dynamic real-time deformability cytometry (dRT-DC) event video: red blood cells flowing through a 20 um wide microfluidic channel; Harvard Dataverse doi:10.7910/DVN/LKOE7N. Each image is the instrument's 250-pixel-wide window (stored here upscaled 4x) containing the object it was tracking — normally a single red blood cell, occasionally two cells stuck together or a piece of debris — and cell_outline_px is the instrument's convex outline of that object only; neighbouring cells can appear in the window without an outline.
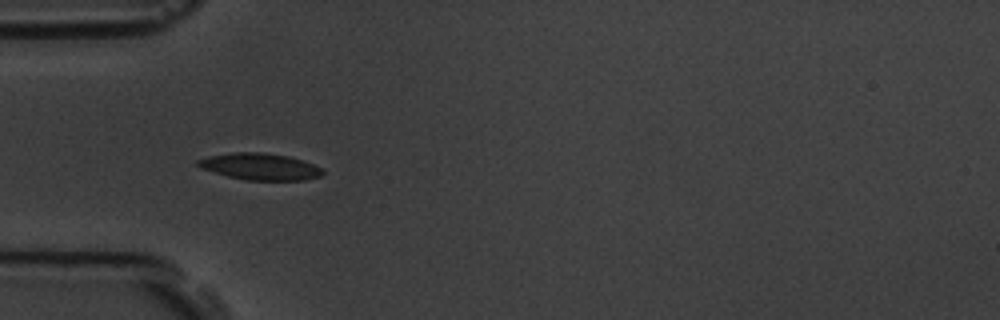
{"species": "common noctule bat (a hibernating species)", "species_latin": "Nyctalus noctula", "temperature_condition": "room temperature", "stored_images_in_passage": 6, "camera_frame_rate_fps": 3000, "um_per_image_px": 0.085, "animal": {"sex": "male", "body_mass_g": 19.5, "forearm_length_mm": 54.6}, "frame": {"image": 1, "passage_image": 5, "time_ms": 4.667, "image_size_px": [1000, 320], "cell_outline_px": [[324, 172], [320, 176], [304, 180], [248, 180], [228, 176], [200, 168], [196, 164], [196, 160], [208, 156], [232, 152], [264, 152], [288, 156], [304, 160], [320, 168]], "centroid_in_image_um": [22.08, 14.15], "position_along_channel_um": 62.9, "area_um2": 19.36}}
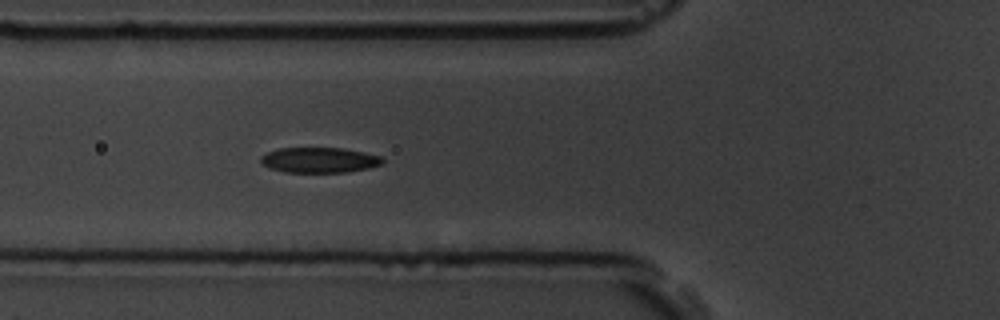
{"frame": {"image": 2, "passage_image": 6, "time_ms": 5.667, "image_size_px": [1000, 320], "cell_outline_px": [[384, 160], [380, 164], [368, 168], [348, 172], [284, 172], [268, 168], [260, 160], [260, 156], [268, 152], [280, 148], [340, 148], [364, 152], [380, 156]], "centroid_in_image_um": [27.12, 13.61], "position_along_channel_um": 98.7, "area_um2": 17.86}}